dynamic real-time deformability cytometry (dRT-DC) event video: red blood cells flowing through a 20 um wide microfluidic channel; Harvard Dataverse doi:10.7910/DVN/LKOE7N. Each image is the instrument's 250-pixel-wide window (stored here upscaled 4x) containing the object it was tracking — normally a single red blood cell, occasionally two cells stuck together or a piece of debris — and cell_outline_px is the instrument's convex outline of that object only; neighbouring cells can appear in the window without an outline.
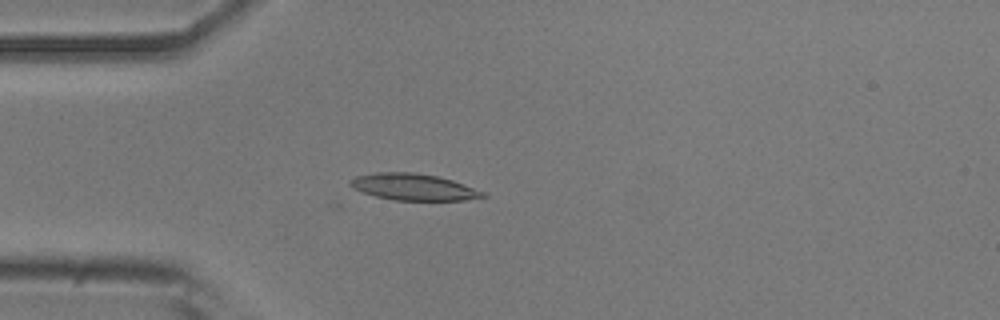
{"species": "common noctule bat (a hibernating species)", "species_latin": "Nyctalus noctula", "temperature_condition": "room temperature", "stored_images_in_passage": 39, "camera_frame_rate_fps": 3000, "um_per_image_px": 0.085, "animal": {"sex": "male", "body_mass_g": 20.5, "forearm_length_mm": 52.5}, "frame": {"image": 1, "passage_image": 1, "time_ms": 0.0, "image_size_px": [1000, 320], "cell_outline_px": [[488, 196], [464, 200], [396, 200], [376, 196], [352, 188], [348, 184], [348, 180], [356, 176], [376, 172], [416, 172], [436, 176], [452, 180], [488, 192]], "centroid_in_image_um": [35.17, 15.89], "position_along_channel_um": 49.8, "area_um2": 20.63}}
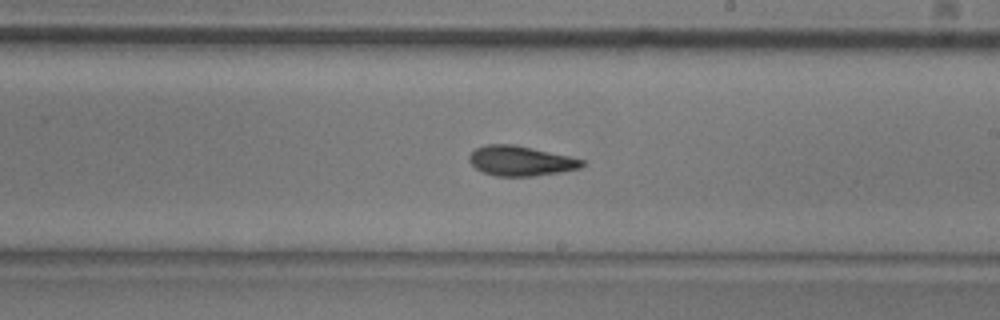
{"frame": {"image": 2, "passage_image": 17, "time_ms": 5.333, "image_size_px": [1000, 320], "cell_outline_px": [[584, 164], [580, 168], [560, 172], [536, 176], [496, 176], [484, 172], [476, 168], [468, 160], [468, 156], [476, 148], [484, 144], [516, 144], [568, 156], [584, 160]], "centroid_in_image_um": [44.23, 13.67], "position_along_channel_um": 244.8, "area_um2": 19.65}}
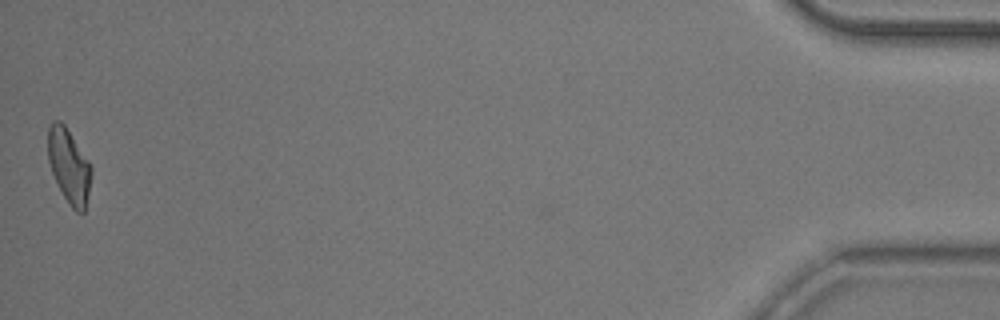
{"frame": {"image": 3, "passage_image": 39, "time_ms": 12.667, "image_size_px": [1000, 320], "cell_outline_px": [[92, 172], [84, 212], [76, 212], [72, 208], [64, 196], [52, 172], [48, 160], [48, 128], [52, 120], [60, 120], [64, 124], [92, 164]], "centroid_in_image_um": [5.87, 14.06], "position_along_channel_um": 429.3, "area_um2": 18.67}, "authors_computed_cell_mechanics": {"area_um2": 19.4786, "velocity_mm_per_s": 3.8293, "shape_relaxation_time_tau1_ms": 10.8488, "shape_relaxation_time_tau2_ms": 3.5508, "deformation_change_tau1": 0.254, "deformation_change_tau2": 0.1049}}